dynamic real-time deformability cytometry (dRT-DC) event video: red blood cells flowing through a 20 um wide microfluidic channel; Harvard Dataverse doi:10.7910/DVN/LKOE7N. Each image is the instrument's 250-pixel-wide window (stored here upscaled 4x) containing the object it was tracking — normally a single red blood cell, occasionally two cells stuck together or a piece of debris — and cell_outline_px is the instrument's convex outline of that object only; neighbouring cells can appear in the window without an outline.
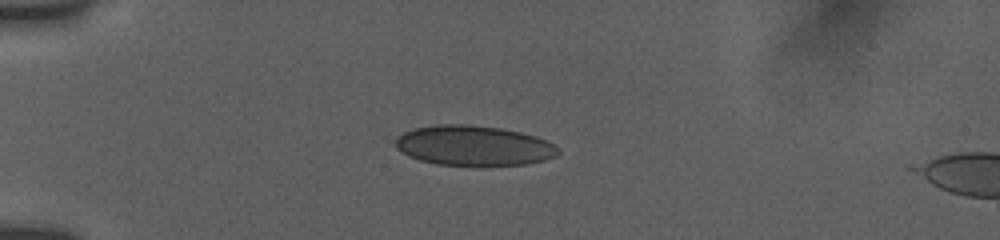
{"species": "human", "species_latin": "Homo sapiens", "temperature_condition": "room temperature", "stored_images_in_passage": 15, "camera_frame_rate_fps": 3000, "um_per_image_px": 0.085, "donor": {"sex": "female"}, "frame": {"image": 1, "passage_image": 5, "time_ms": 3.333, "image_size_px": [1000, 240], "cell_outline_px": [[560, 152], [556, 156], [544, 160], [524, 164], [436, 164], [420, 160], [408, 156], [396, 148], [396, 140], [404, 132], [416, 128], [440, 124], [464, 124], [500, 128], [520, 132], [536, 136], [560, 148]], "centroid_in_image_um": [40.27, 12.36], "position_along_channel_um": 44.7, "area_um2": 37.28}}
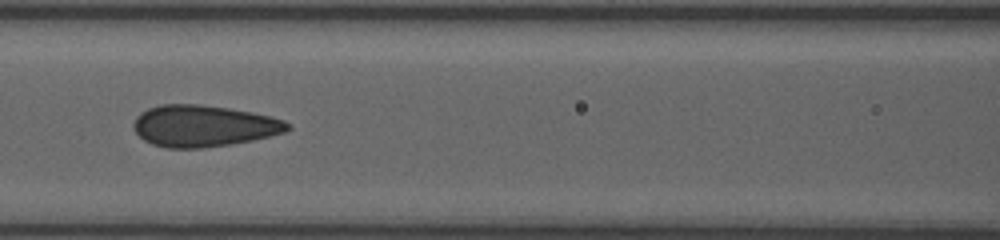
{"frame": {"image": 2, "passage_image": 11, "time_ms": 7.0, "image_size_px": [1000, 240], "cell_outline_px": [[292, 128], [284, 132], [252, 140], [228, 144], [200, 148], [168, 148], [152, 144], [144, 140], [132, 128], [132, 124], [136, 116], [140, 112], [148, 108], [160, 104], [200, 104], [228, 108], [252, 112], [284, 120], [292, 124]], "centroid_in_image_um": [17.27, 10.69], "position_along_channel_um": 149.3, "area_um2": 37.28}}
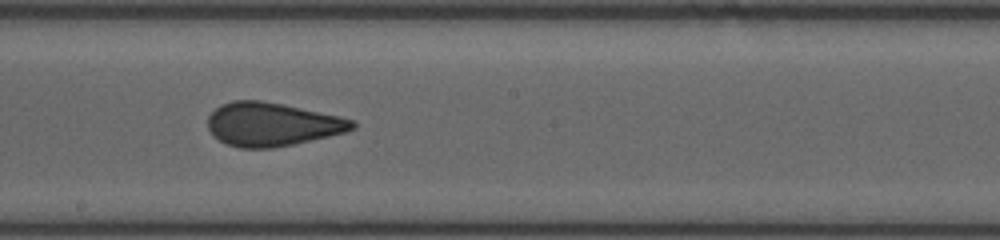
{"frame": {"image": 3, "passage_image": 14, "time_ms": 9.0, "image_size_px": [1000, 240], "cell_outline_px": [[356, 128], [344, 132], [328, 136], [292, 144], [272, 148], [240, 148], [228, 144], [212, 136], [208, 128], [208, 116], [220, 104], [232, 100], [260, 100], [284, 104], [340, 116], [352, 120], [356, 124]], "centroid_in_image_um": [23.09, 10.55], "position_along_channel_um": 225.1, "area_um2": 36.59}}